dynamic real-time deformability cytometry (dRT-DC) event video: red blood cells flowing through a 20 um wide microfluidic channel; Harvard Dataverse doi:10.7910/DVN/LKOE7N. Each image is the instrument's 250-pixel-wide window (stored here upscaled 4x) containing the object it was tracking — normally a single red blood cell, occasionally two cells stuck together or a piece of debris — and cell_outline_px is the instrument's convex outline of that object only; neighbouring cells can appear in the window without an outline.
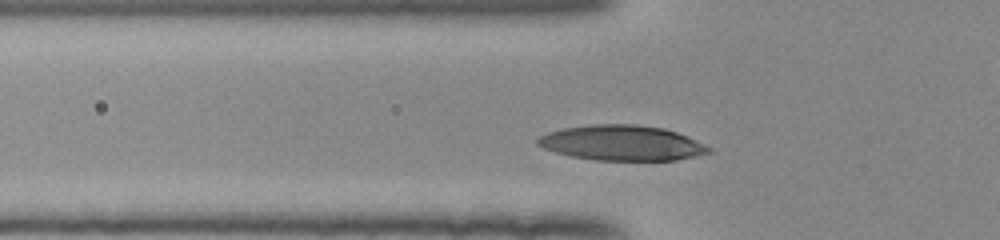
{"species": "human", "species_latin": "Homo sapiens", "temperature_condition": "room temperature", "stored_images_in_passage": 33, "segment_of_instrument_passage": [1, 2], "camera_frame_rate_fps": 3000, "um_per_image_px": 0.085, "donor": {"sex": "female"}, "frame": {"image": 1, "passage_image": 3, "time_ms": 0.667, "image_size_px": [1000, 240], "cell_outline_px": [[712, 152], [696, 156], [676, 160], [596, 160], [572, 156], [556, 152], [544, 148], [536, 144], [536, 140], [540, 136], [548, 132], [564, 128], [592, 124], [636, 124], [664, 128], [676, 132], [704, 144], [712, 148]], "centroid_in_image_um": [52.87, 12.15], "position_along_channel_um": 72.9, "area_um2": 34.97}}
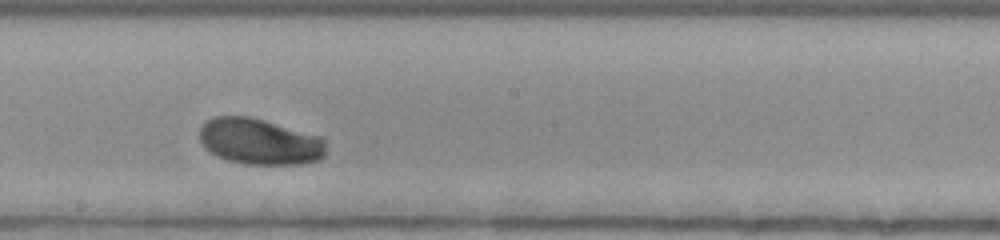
{"frame": {"image": 2, "passage_image": 15, "time_ms": 4.667, "image_size_px": [1000, 240], "cell_outline_px": [[324, 156], [320, 160], [300, 164], [244, 164], [228, 160], [216, 156], [204, 148], [200, 140], [200, 128], [204, 120], [212, 116], [248, 116], [264, 120], [320, 136], [324, 140]], "centroid_in_image_um": [22.02, 12.03], "position_along_channel_um": 226.2, "area_um2": 34.1}}
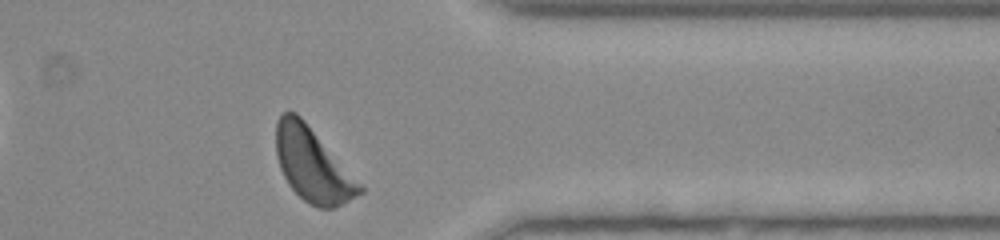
{"frame": {"image": 3, "passage_image": 28, "time_ms": 9.0, "image_size_px": [1000, 240], "cell_outline_px": [[364, 192], [332, 208], [316, 208], [308, 204], [288, 184], [280, 168], [276, 156], [276, 120], [284, 112], [296, 112], [304, 120], [364, 188]], "centroid_in_image_um": [26.53, 14.02], "position_along_channel_um": 384.9, "area_um2": 35.2}}